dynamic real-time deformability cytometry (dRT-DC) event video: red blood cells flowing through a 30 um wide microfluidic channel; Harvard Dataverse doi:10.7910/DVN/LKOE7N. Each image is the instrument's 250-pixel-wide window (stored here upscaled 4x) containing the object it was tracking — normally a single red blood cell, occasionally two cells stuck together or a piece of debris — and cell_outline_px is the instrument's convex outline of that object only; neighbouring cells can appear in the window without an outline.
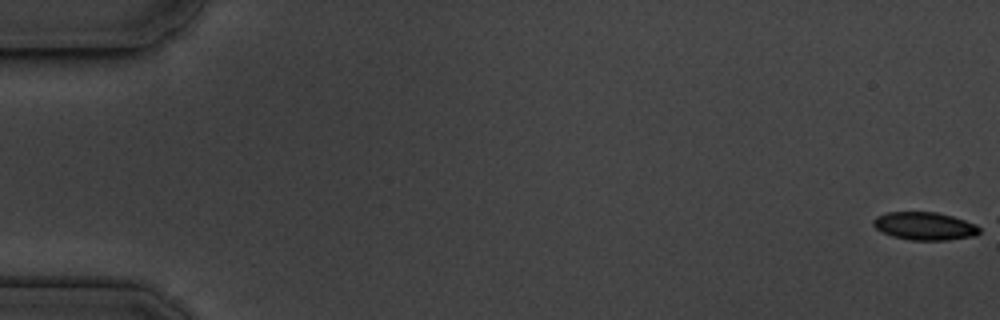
{"species": "common noctule bat (a hibernating species)", "species_latin": "Nyctalus noctula", "temperature_condition": "cold", "stored_images_in_passage": 7, "camera_frame_rate_fps": 3000, "um_per_image_px": 0.085, "animal": {"sex": "male", "body_mass_g": 19.5, "forearm_length_mm": 54.6}, "frame": {"image": 1, "passage_image": 1, "time_ms": 0.0, "image_size_px": [1000, 320], "cell_outline_px": [[980, 232], [976, 236], [948, 240], [908, 240], [892, 236], [876, 228], [872, 224], [872, 220], [876, 216], [888, 212], [936, 212], [952, 216], [976, 224], [980, 228]], "centroid_in_image_um": [78.6, 19.22], "position_along_channel_um": 6.4, "area_um2": 17.34}}